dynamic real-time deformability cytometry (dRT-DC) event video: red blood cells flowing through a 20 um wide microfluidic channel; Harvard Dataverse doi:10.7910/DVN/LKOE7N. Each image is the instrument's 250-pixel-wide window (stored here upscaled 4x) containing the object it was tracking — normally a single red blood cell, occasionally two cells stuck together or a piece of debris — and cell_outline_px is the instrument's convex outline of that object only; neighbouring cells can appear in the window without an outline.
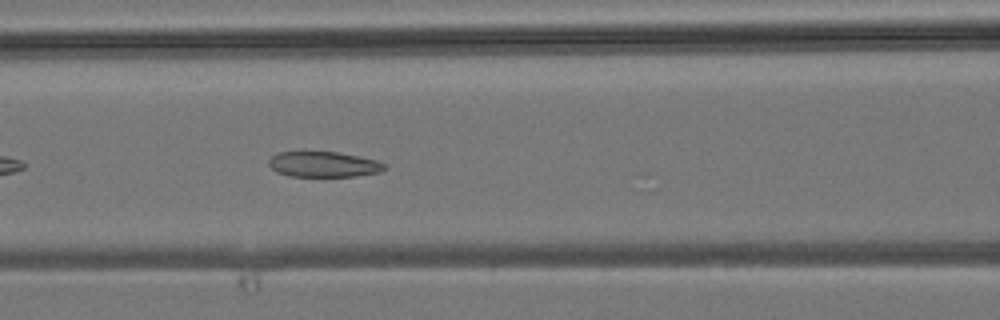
{"species": "common noctule bat (a hibernating species)", "species_latin": "Nyctalus noctula", "temperature_condition": "room temperature", "stored_images_in_passage": 32, "camera_frame_rate_fps": 3000, "um_per_image_px": 0.085, "animal": {"sex": "male", "body_mass_g": 19.2, "forearm_length_mm": 51.8}, "frame": {"image": 1, "passage_image": 7, "time_ms": 2.0, "image_size_px": [1000, 320], "cell_outline_px": [[388, 168], [384, 172], [356, 176], [288, 176], [276, 172], [268, 164], [268, 160], [276, 152], [336, 152], [360, 156], [376, 160], [388, 164]], "centroid_in_image_um": [27.56, 13.97], "position_along_channel_um": 139.0, "area_um2": 17.46}}
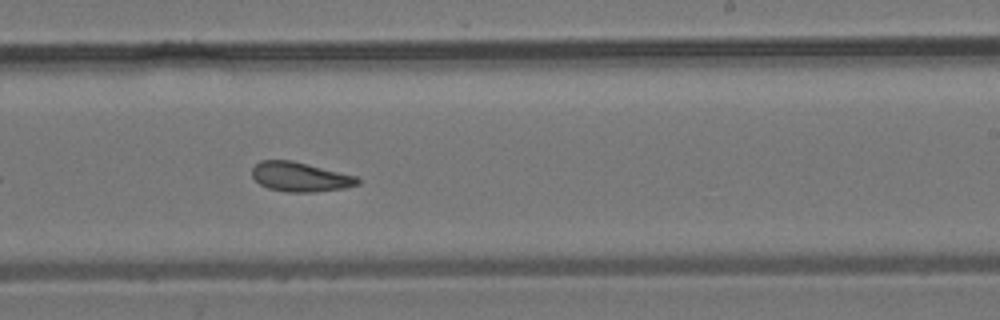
{"frame": {"image": 2, "passage_image": 15, "time_ms": 4.667, "image_size_px": [1000, 320], "cell_outline_px": [[360, 184], [344, 188], [316, 192], [288, 192], [268, 188], [260, 184], [252, 176], [252, 168], [260, 160], [292, 160], [356, 176], [360, 180]], "centroid_in_image_um": [25.51, 15.03], "position_along_channel_um": 263.5, "area_um2": 18.09}}
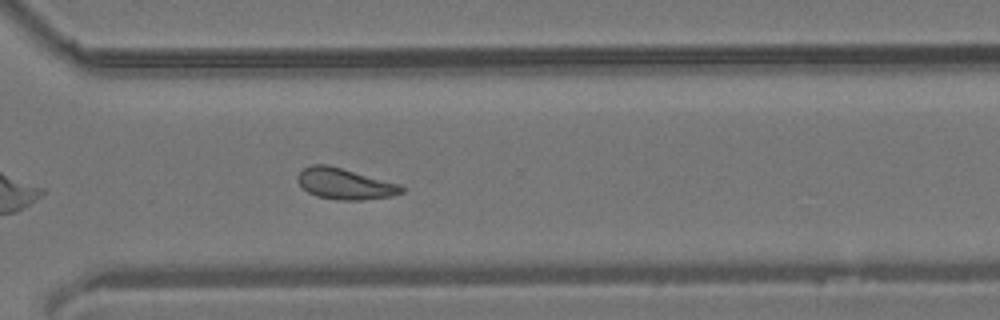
{"frame": {"image": 3, "passage_image": 20, "time_ms": 6.333, "image_size_px": [1000, 320], "cell_outline_px": [[404, 192], [392, 196], [360, 200], [336, 200], [316, 196], [308, 192], [300, 184], [300, 172], [304, 168], [312, 164], [324, 164], [340, 168], [400, 184], [404, 188]], "centroid_in_image_um": [29.35, 15.64], "position_along_channel_um": 341.3, "area_um2": 18.38}}